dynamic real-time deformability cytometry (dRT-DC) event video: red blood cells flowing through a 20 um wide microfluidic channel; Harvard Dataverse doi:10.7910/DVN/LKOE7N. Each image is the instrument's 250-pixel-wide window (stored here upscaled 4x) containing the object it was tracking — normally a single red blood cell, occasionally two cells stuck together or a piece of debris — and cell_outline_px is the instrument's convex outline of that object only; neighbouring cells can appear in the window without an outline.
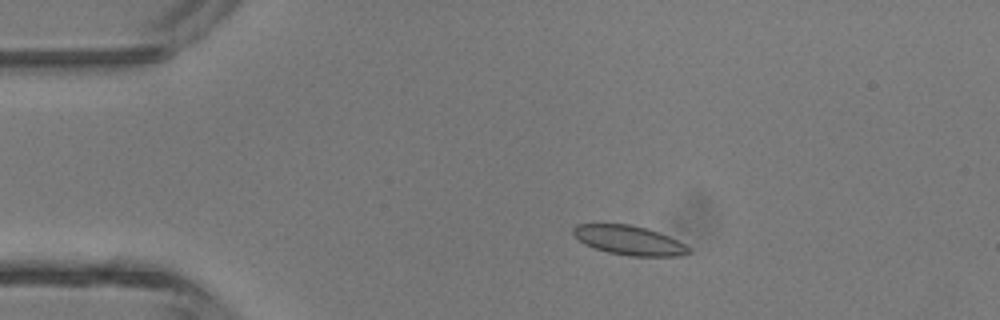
{"species": "common noctule bat (a hibernating species)", "species_latin": "Nyctalus noctula", "temperature_condition": "room temperature", "stored_images_in_passage": 3, "camera_frame_rate_fps": 3000, "um_per_image_px": 0.085, "animal": {"sex": "male", "body_mass_g": 13.3}, "frame": {"image": 1, "passage_image": 2, "time_ms": 1.667, "image_size_px": [1000, 320], "cell_outline_px": [[692, 252], [680, 256], [628, 256], [608, 252], [596, 248], [580, 240], [572, 232], [572, 228], [576, 224], [628, 224], [660, 232], [692, 248]], "centroid_in_image_um": [53.52, 20.43], "position_along_channel_um": 31.5, "area_um2": 19.54}}